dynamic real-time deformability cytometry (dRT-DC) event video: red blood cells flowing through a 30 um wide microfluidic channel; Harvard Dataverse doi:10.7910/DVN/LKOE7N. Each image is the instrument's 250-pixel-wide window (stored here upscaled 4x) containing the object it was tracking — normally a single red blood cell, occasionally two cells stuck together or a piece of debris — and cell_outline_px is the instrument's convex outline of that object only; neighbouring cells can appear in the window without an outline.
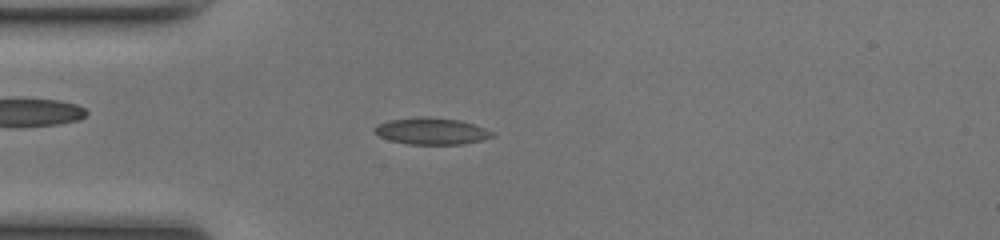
{"species": "common noctule bat (a hibernating species)", "species_latin": "Nyctalus noctula", "temperature_condition": "room temperature", "stored_images_in_passage": 39, "camera_frame_rate_fps": 3000, "um_per_image_px": 0.085, "animal": {"sex": "female", "body_mass_g": 17.0, "forearm_length_mm": 48.0}, "frame": {"image": 1, "passage_image": 3, "time_ms": 0.667, "image_size_px": [1000, 240], "cell_outline_px": [[496, 136], [484, 140], [460, 144], [408, 144], [392, 140], [380, 136], [372, 132], [372, 128], [376, 124], [388, 120], [416, 116], [428, 116], [460, 120], [496, 132]], "centroid_in_image_um": [36.67, 11.13], "position_along_channel_um": 48.3, "area_um2": 18.61}}
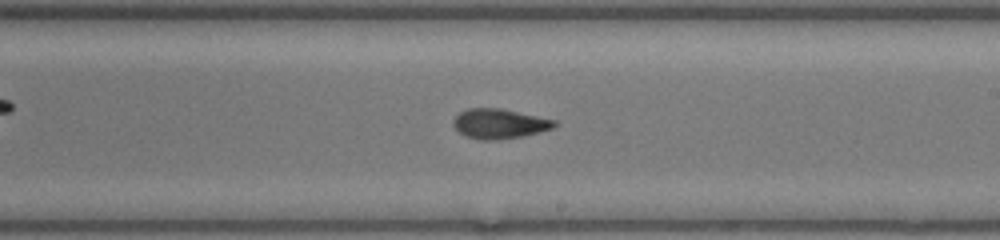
{"frame": {"image": 2, "passage_image": 18, "time_ms": 5.667, "image_size_px": [1000, 240], "cell_outline_px": [[556, 124], [552, 128], [524, 136], [496, 140], [480, 140], [464, 136], [452, 124], [452, 120], [460, 112], [468, 108], [500, 108], [556, 120]], "centroid_in_image_um": [42.41, 10.52], "position_along_channel_um": 246.6, "area_um2": 17.51}}
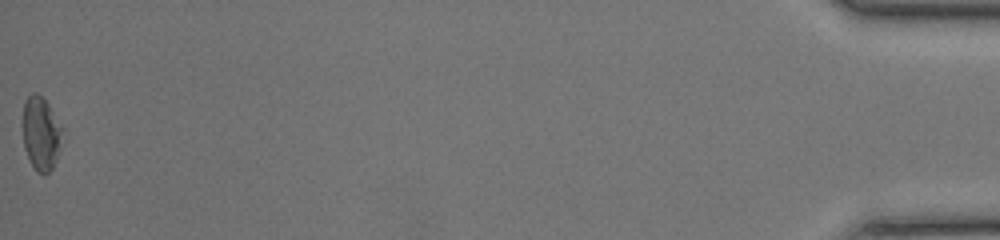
{"frame": {"image": 3, "passage_image": 39, "time_ms": 12.667, "image_size_px": [1000, 240], "cell_outline_px": [[64, 128], [56, 160], [52, 168], [44, 176], [36, 172], [24, 148], [20, 124], [24, 100], [32, 92], [36, 92], [48, 104]], "centroid_in_image_um": [3.44, 11.32], "position_along_channel_um": 431.8, "area_um2": 17.51}, "authors_computed_cell_mechanics": {"area_um2": 17.4556, "velocity_mm_per_s": 4.2018, "shape_relaxation_time_tau1_ms": 10.02, "shape_relaxation_time_tau2_ms": 2.0958, "deformation_change_tau1": 0.2079, "deformation_change_tau2": 0.0798}}